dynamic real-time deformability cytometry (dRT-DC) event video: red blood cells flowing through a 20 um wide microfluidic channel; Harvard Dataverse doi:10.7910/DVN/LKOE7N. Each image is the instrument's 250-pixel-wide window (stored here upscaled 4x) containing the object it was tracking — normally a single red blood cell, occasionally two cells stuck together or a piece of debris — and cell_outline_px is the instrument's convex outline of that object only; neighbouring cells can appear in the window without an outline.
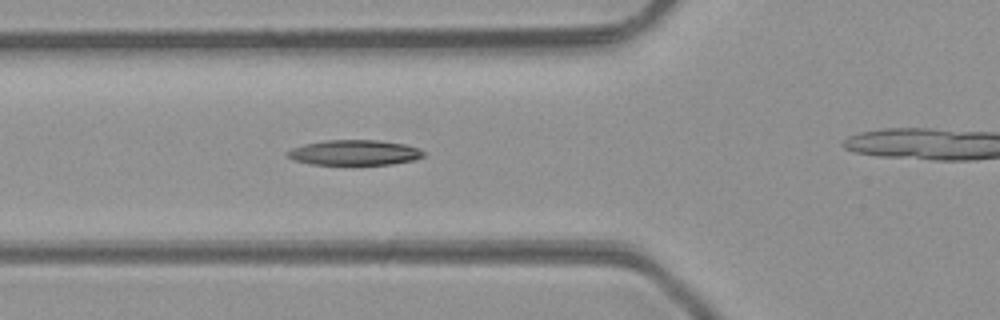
{"species": "common noctule bat (a hibernating species)", "species_latin": "Nyctalus noctula", "temperature_condition": "room temperature", "stored_images_in_passage": 9, "camera_frame_rate_fps": 3000, "um_per_image_px": 0.085, "animal": {"sex": "male", "body_mass_g": 23.1, "forearm_length_mm": 52.7}, "frame": {"image": 1, "passage_image": 6, "time_ms": 1.667, "image_size_px": [1000, 320], "cell_outline_px": [[424, 156], [412, 160], [392, 164], [308, 164], [292, 160], [284, 156], [284, 152], [292, 148], [304, 144], [324, 140], [380, 140], [404, 144], [420, 148], [424, 152]], "centroid_in_image_um": [30.06, 12.96], "position_along_channel_um": 95.7, "area_um2": 20.17}}